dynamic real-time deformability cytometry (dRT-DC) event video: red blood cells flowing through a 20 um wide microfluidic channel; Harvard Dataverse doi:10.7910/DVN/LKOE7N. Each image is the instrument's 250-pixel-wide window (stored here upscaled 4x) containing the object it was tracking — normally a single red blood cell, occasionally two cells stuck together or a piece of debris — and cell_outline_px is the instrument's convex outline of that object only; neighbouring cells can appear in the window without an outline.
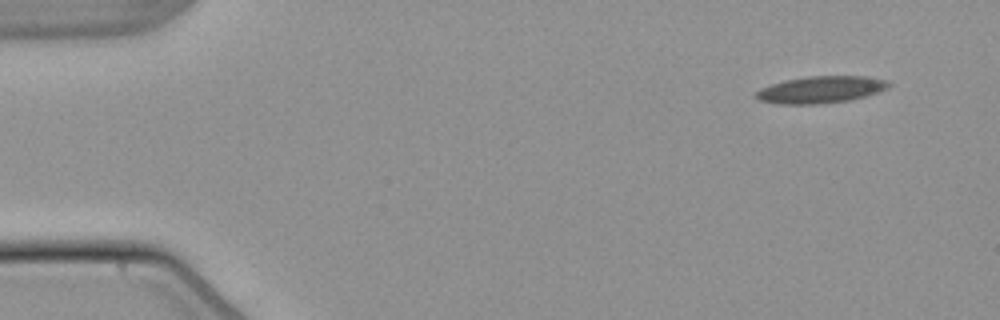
{"species": "common noctule bat (a hibernating species)", "species_latin": "Nyctalus noctula", "temperature_condition": "warm", "stored_images_in_passage": 51, "camera_frame_rate_fps": 3000, "um_per_image_px": 0.085, "animal": {"sex": "male", "body_mass_g": 21.5, "forearm_length_mm": 52.0}, "frame": {"image": 1, "passage_image": 1, "time_ms": 0.0, "image_size_px": [1000, 320], "cell_outline_px": [[892, 84], [888, 88], [864, 96], [848, 100], [816, 104], [780, 104], [760, 100], [756, 96], [756, 92], [760, 88], [784, 80], [808, 76], [868, 76], [884, 80]], "centroid_in_image_um": [69.76, 7.61], "position_along_channel_um": 15.2, "area_um2": 20.58}}
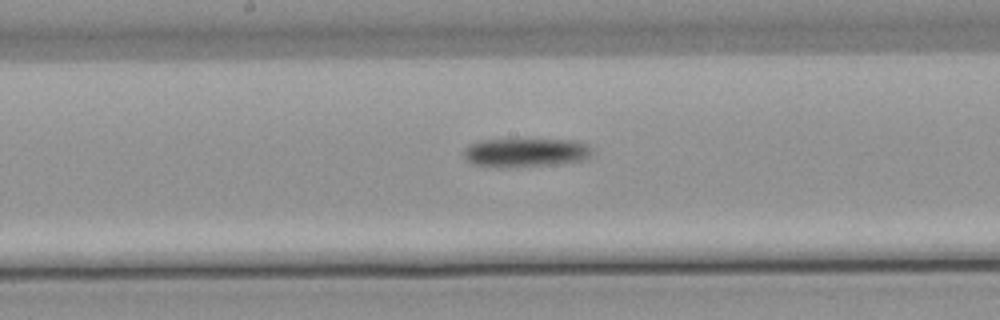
{"frame": {"image": 2, "passage_image": 25, "time_ms": 8.0, "image_size_px": [1000, 320], "cell_outline_px": [[592, 152], [584, 160], [544, 164], [476, 164], [468, 160], [464, 156], [464, 148], [480, 140], [576, 140], [592, 148]], "centroid_in_image_um": [44.73, 12.9], "position_along_channel_um": 203.5, "area_um2": 19.94}}
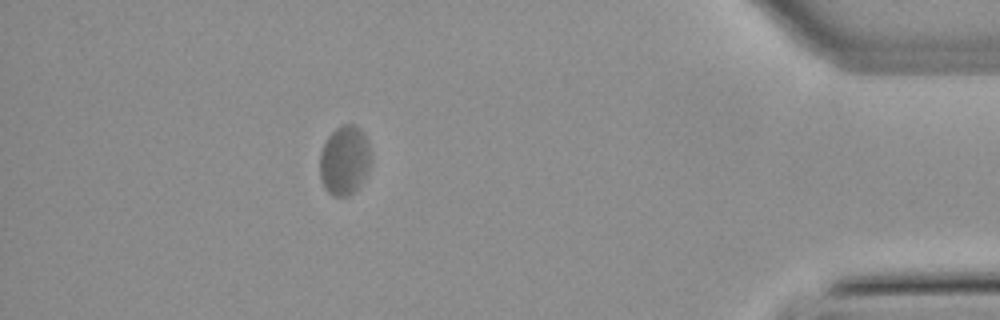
{"frame": {"image": 3, "passage_image": 45, "time_ms": 14.667, "image_size_px": [1000, 320], "cell_outline_px": [[372, 160], [368, 172], [356, 188], [348, 196], [336, 196], [328, 192], [320, 180], [320, 152], [328, 136], [336, 128], [344, 124], [352, 124], [364, 136], [368, 144], [372, 156]], "centroid_in_image_um": [29.28, 13.64], "position_along_channel_um": 405.9, "area_um2": 20.4}}